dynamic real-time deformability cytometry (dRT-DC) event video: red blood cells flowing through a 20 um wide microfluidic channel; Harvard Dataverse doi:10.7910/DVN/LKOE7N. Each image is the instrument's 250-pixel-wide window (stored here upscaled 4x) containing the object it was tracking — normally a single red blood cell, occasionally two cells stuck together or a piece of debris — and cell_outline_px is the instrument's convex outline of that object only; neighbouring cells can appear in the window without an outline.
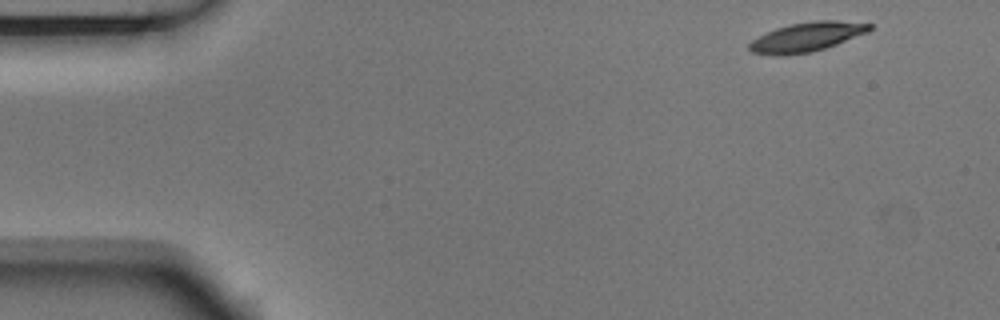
{"species": "Egyptian fruit bat (a non-hibernating species)", "species_latin": "Rousettus aegyptiacus", "temperature_condition": "room temperature", "stored_images_in_passage": 4, "camera_frame_rate_fps": 3000, "um_per_image_px": 0.085, "animal": {"sex": "male"}, "frame": {"image": 1, "passage_image": 1, "time_ms": 0.0, "image_size_px": [1000, 320], "cell_outline_px": [[872, 28], [868, 32], [836, 44], [812, 52], [784, 56], [780, 56], [752, 52], [748, 48], [748, 44], [752, 40], [776, 28], [788, 24], [816, 20], [836, 20], [872, 24]], "centroid_in_image_um": [68.57, 3.14], "position_along_channel_um": 16.4, "area_um2": 20.46}}
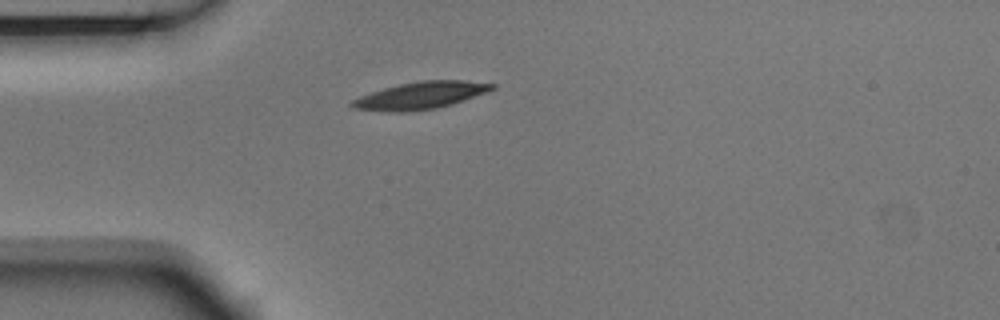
{"frame": {"image": 2, "passage_image": 4, "time_ms": 1.0, "image_size_px": [1000, 320], "cell_outline_px": [[496, 88], [488, 92], [452, 104], [436, 108], [404, 112], [392, 112], [356, 108], [348, 104], [352, 100], [360, 96], [384, 88], [400, 84], [420, 80], [464, 80], [496, 84]], "centroid_in_image_um": [35.79, 8.1], "position_along_channel_um": 49.2, "area_um2": 22.08}}